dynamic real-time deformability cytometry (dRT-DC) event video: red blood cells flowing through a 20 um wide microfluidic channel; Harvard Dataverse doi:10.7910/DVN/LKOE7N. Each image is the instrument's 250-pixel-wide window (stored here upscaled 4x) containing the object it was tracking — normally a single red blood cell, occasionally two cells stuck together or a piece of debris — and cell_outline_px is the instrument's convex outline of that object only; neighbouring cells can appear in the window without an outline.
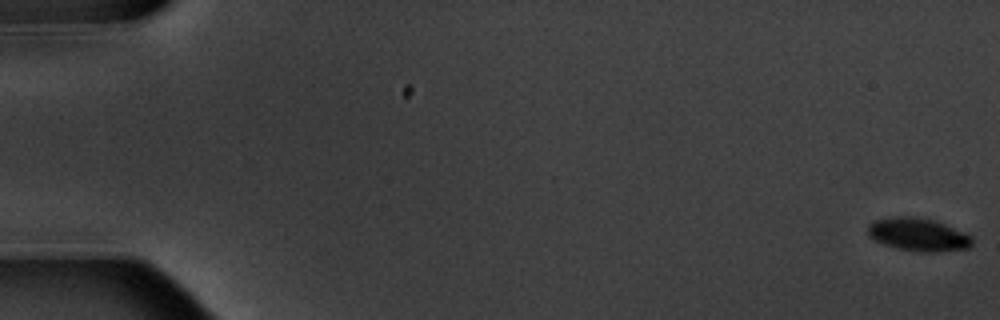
{"species": "common noctule bat (a hibernating species)", "species_latin": "Nyctalus noctula", "temperature_condition": "warm", "stored_images_in_passage": 11, "camera_frame_rate_fps": 3000, "um_per_image_px": 0.085, "animal": {"sex": "male", "body_mass_g": 20.1, "forearm_length_mm": 53.5}, "frame": {"image": 1, "passage_image": 1, "time_ms": 0.0, "image_size_px": [1000, 320], "cell_outline_px": [[972, 244], [968, 248], [936, 252], [920, 252], [900, 248], [884, 244], [868, 236], [868, 224], [872, 220], [888, 216], [912, 216], [932, 220], [944, 224], [972, 236]], "centroid_in_image_um": [78.01, 19.92], "position_along_channel_um": 7.0, "area_um2": 20.0}}
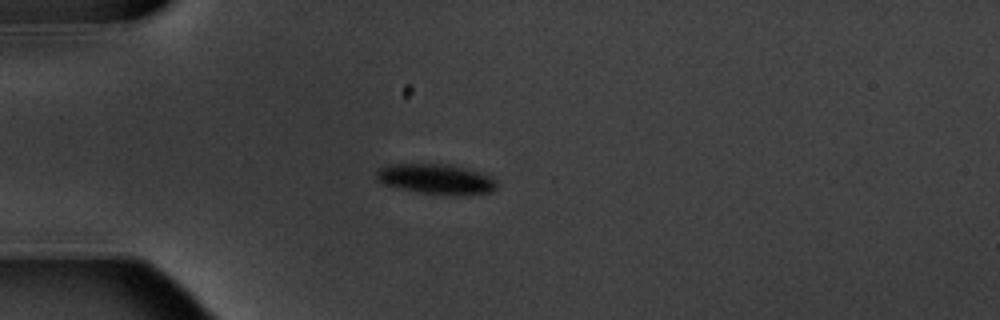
{"frame": {"image": 2, "passage_image": 5, "time_ms": 5.333, "image_size_px": [1000, 320], "cell_outline_px": [[496, 188], [492, 192], [468, 196], [420, 192], [400, 188], [384, 184], [376, 176], [376, 172], [380, 168], [388, 164], [448, 164], [480, 172], [492, 176], [496, 180]], "centroid_in_image_um": [37.13, 15.22], "position_along_channel_um": 47.9, "area_um2": 21.1}}
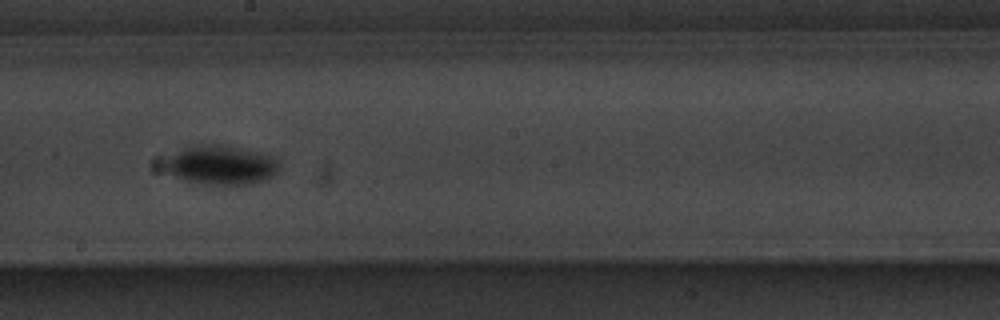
{"frame": {"image": 3, "passage_image": 10, "time_ms": 11.0, "image_size_px": [1000, 320], "cell_outline_px": [[280, 160], [276, 172], [272, 176], [264, 180], [252, 184], [204, 184], [184, 180], [168, 172], [168, 156], [184, 148], [200, 144], [228, 144], [276, 156]], "centroid_in_image_um": [18.87, 14.0], "position_along_channel_um": 229.3, "area_um2": 26.18}}